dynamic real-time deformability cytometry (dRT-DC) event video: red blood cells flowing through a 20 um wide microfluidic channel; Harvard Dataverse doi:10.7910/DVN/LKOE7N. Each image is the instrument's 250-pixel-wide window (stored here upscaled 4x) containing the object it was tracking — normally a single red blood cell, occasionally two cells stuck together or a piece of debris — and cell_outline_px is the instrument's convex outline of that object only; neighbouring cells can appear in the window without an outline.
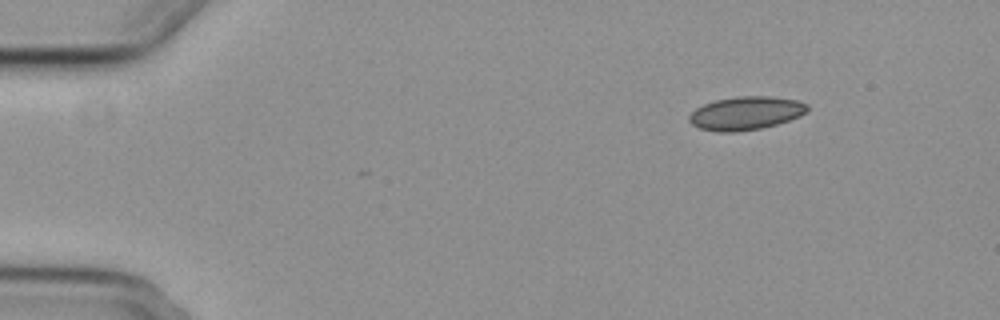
{"species": "common noctule bat (a hibernating species)", "species_latin": "Nyctalus noctula", "temperature_condition": "cold", "stored_images_in_passage": 8, "camera_frame_rate_fps": 3000, "um_per_image_px": 0.085, "animal": {"sex": "female", "body_mass_g": 29.2, "forearm_length_mm": 56.3}, "frame": {"image": 1, "passage_image": 1, "time_ms": 0.0, "image_size_px": [1000, 320], "cell_outline_px": [[808, 112], [800, 116], [776, 124], [760, 128], [736, 132], [720, 132], [700, 128], [692, 124], [688, 120], [688, 116], [696, 108], [704, 104], [716, 100], [736, 96], [772, 96], [800, 100], [808, 104]], "centroid_in_image_um": [63.42, 9.61], "position_along_channel_um": 21.6, "area_um2": 23.06}}
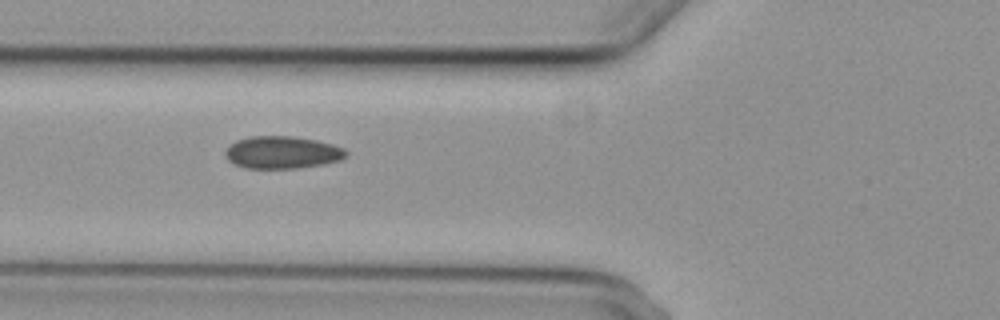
{"frame": {"image": 2, "passage_image": 5, "time_ms": 4.667, "image_size_px": [1000, 320], "cell_outline_px": [[348, 156], [340, 160], [324, 164], [296, 168], [244, 168], [228, 160], [224, 152], [228, 144], [236, 140], [248, 136], [292, 136], [316, 140], [332, 144], [344, 148], [348, 152]], "centroid_in_image_um": [23.98, 12.95], "position_along_channel_um": 101.8, "area_um2": 23.0}}
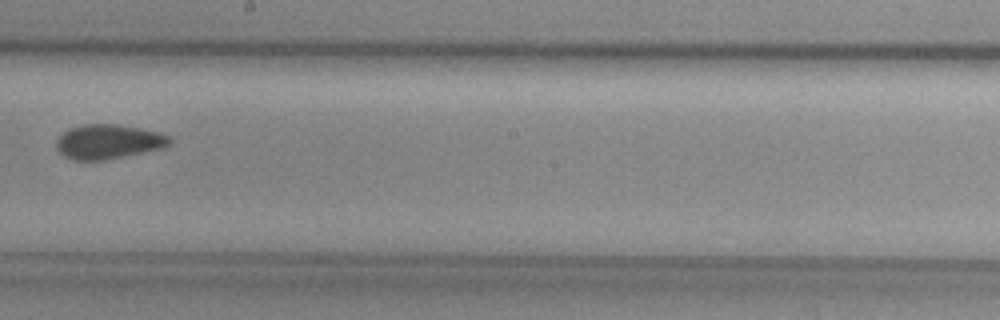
{"frame": {"image": 3, "passage_image": 8, "time_ms": 8.333, "image_size_px": [1000, 320], "cell_outline_px": [[172, 144], [164, 148], [104, 160], [72, 160], [64, 156], [56, 148], [56, 140], [68, 128], [84, 124], [116, 124], [140, 128], [156, 132], [168, 136], [172, 140]], "centroid_in_image_um": [9.2, 12.04], "position_along_channel_um": 239.0, "area_um2": 22.77}}